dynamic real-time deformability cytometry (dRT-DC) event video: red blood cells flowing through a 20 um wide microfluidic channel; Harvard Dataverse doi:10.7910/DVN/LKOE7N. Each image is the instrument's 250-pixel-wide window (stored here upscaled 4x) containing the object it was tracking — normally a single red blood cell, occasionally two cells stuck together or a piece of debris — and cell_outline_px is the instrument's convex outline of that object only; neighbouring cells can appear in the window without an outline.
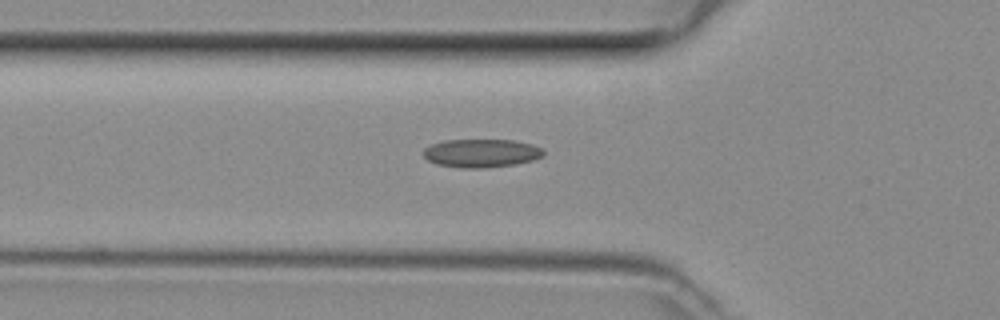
{"species": "common noctule bat (a hibernating species)", "species_latin": "Nyctalus noctula", "temperature_condition": "room temperature", "stored_images_in_passage": 36, "camera_frame_rate_fps": 3000, "um_per_image_px": 0.085, "animal": {"sex": "female", "body_mass_g": 29.2, "forearm_length_mm": 56.3}, "frame": {"image": 1, "passage_image": 7, "time_ms": 2.0, "image_size_px": [1000, 320], "cell_outline_px": [[544, 156], [532, 160], [516, 164], [484, 168], [460, 168], [436, 164], [428, 160], [424, 156], [424, 148], [432, 144], [444, 140], [516, 140], [532, 144], [544, 148]], "centroid_in_image_um": [40.94, 13.02], "position_along_channel_um": 84.9, "area_um2": 20.0}}
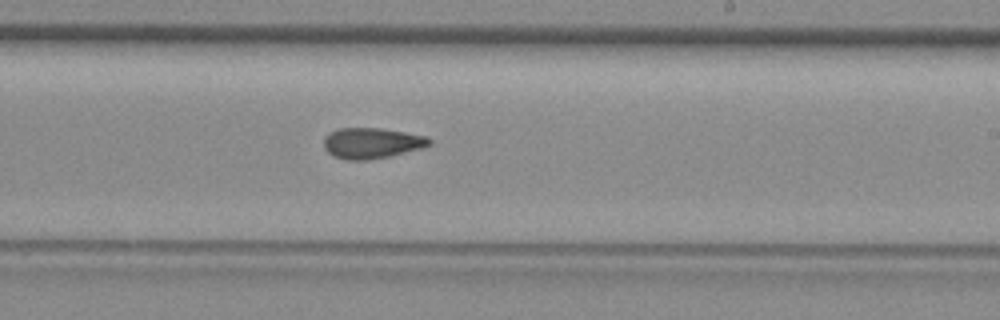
{"frame": {"image": 2, "passage_image": 19, "time_ms": 6.0, "image_size_px": [1000, 320], "cell_outline_px": [[432, 144], [424, 148], [388, 156], [368, 160], [348, 160], [336, 156], [328, 152], [324, 148], [324, 136], [328, 132], [340, 128], [380, 128], [428, 136], [432, 140]], "centroid_in_image_um": [31.62, 12.15], "position_along_channel_um": 257.4, "area_um2": 18.96}}
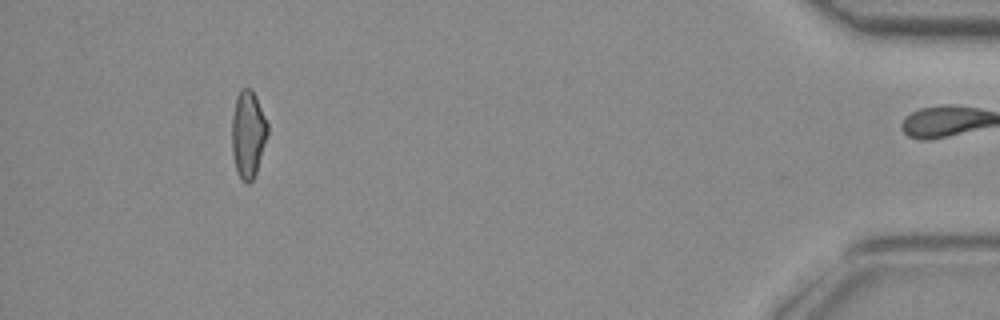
{"frame": {"image": 3, "passage_image": 35, "time_ms": 11.333, "image_size_px": [1000, 320], "cell_outline_px": [[268, 132], [256, 172], [252, 180], [248, 184], [240, 176], [236, 168], [232, 152], [232, 116], [236, 96], [240, 88], [252, 88], [256, 96], [268, 124]], "centroid_in_image_um": [21.08, 11.34], "position_along_channel_um": 414.1, "area_um2": 17.98}}